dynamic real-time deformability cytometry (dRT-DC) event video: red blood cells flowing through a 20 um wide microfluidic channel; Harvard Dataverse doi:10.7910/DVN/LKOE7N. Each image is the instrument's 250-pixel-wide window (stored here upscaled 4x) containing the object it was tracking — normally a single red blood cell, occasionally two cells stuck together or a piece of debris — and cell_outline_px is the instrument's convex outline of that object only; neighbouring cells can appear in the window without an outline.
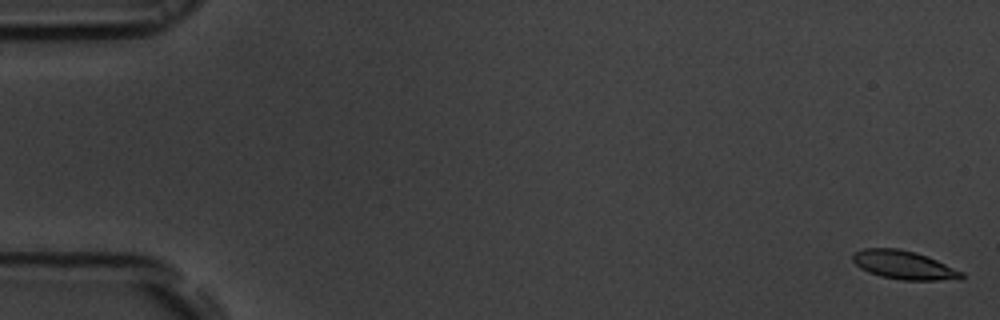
{"species": "common noctule bat (a hibernating species)", "species_latin": "Nyctalus noctula", "temperature_condition": "room temperature", "stored_images_in_passage": 55, "camera_frame_rate_fps": 3000, "um_per_image_px": 0.085, "animal": {"sex": "male", "body_mass_g": 19.5, "forearm_length_mm": 54.6}, "frame": {"image": 1, "passage_image": 1, "time_ms": 0.0, "image_size_px": [1000, 320], "cell_outline_px": [[964, 276], [960, 280], [900, 280], [880, 276], [868, 272], [860, 268], [852, 260], [852, 252], [864, 248], [896, 248], [916, 252], [928, 256], [964, 272]], "centroid_in_image_um": [76.84, 22.53], "position_along_channel_um": 8.2, "area_um2": 18.38}}
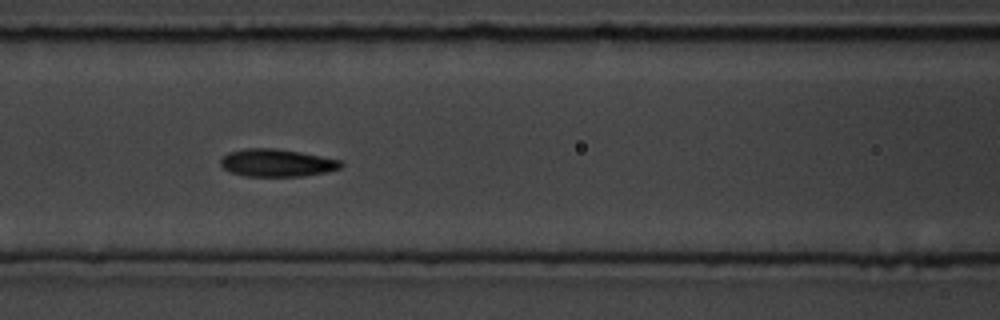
{"frame": {"image": 2, "passage_image": 24, "time_ms": 7.667, "image_size_px": [1000, 320], "cell_outline_px": [[344, 164], [340, 168], [324, 172], [304, 176], [244, 176], [232, 172], [224, 168], [220, 164], [220, 160], [228, 152], [244, 148], [276, 148], [300, 152], [340, 160]], "centroid_in_image_um": [23.51, 13.83], "position_along_channel_um": 143.1, "area_um2": 19.25}}
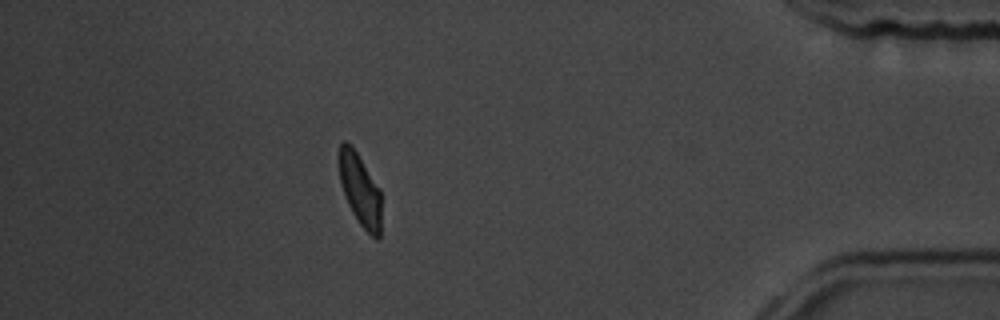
{"frame": {"image": 3, "passage_image": 49, "time_ms": 16.0, "image_size_px": [1000, 320], "cell_outline_px": [[380, 236], [376, 240], [360, 224], [352, 212], [348, 204], [340, 184], [340, 144], [344, 140], [356, 152], [380, 188]], "centroid_in_image_um": [30.62, 16.17], "position_along_channel_um": 404.6, "area_um2": 17.28}, "authors_computed_cell_mechanics": {"area_um2": 18.7272, "velocity_mm_per_s": 3.6975, "shape_relaxation_time_tau1_ms": 2.104, "shape_relaxation_time_tau2_ms": 1.6632, "deformation_change_tau1": 0.1084, "deformation_change_tau2": 0.0774}}